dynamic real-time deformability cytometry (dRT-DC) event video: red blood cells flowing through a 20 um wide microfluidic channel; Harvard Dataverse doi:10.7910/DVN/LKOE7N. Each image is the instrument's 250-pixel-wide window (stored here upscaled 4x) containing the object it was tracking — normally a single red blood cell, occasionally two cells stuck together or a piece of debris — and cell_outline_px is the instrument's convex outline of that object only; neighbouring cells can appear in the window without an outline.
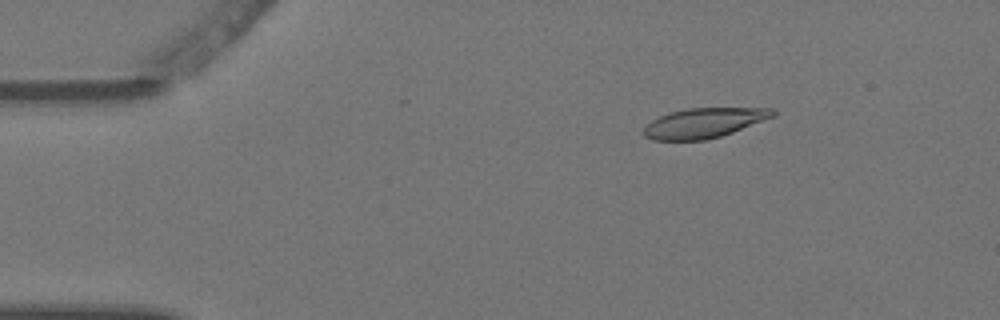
{"species": "Egyptian fruit bat (a non-hibernating species)", "species_latin": "Rousettus aegyptiacus", "temperature_condition": "warm", "stored_images_in_passage": 4, "camera_frame_rate_fps": 3000, "um_per_image_px": 0.085, "animal": {"sex": "female"}, "frame": {"image": 1, "passage_image": 2, "time_ms": 0.333, "image_size_px": [1000, 320], "cell_outline_px": [[776, 112], [772, 116], [732, 132], [720, 136], [704, 140], [652, 140], [644, 136], [640, 132], [652, 120], [668, 112], [688, 108], [772, 108]], "centroid_in_image_um": [59.75, 10.45], "position_along_channel_um": 25.2, "area_um2": 22.2}}